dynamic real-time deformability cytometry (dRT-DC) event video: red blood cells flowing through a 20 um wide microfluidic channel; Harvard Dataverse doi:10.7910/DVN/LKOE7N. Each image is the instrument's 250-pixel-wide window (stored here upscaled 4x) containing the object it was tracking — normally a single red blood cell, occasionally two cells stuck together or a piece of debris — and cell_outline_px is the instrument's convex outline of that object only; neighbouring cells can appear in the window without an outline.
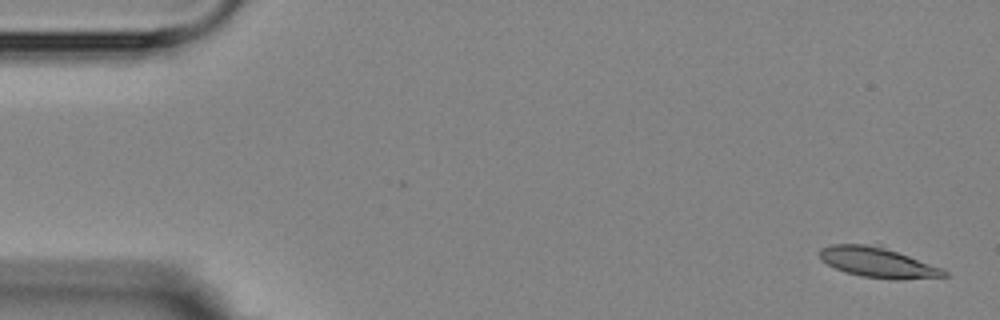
{"species": "Egyptian fruit bat (a non-hibernating species)", "species_latin": "Rousettus aegyptiacus", "temperature_condition": "room temperature", "stored_images_in_passage": 4, "camera_frame_rate_fps": 3000, "um_per_image_px": 0.085, "animal": {"sex": "female"}, "frame": {"image": 1, "passage_image": 1, "time_ms": 0.0, "image_size_px": [1000, 320], "cell_outline_px": [[948, 276], [900, 280], [892, 280], [860, 276], [844, 272], [820, 260], [820, 248], [832, 244], [880, 244], [944, 268], [948, 272]], "centroid_in_image_um": [74.67, 22.3], "position_along_channel_um": 10.3, "area_um2": 22.54}}